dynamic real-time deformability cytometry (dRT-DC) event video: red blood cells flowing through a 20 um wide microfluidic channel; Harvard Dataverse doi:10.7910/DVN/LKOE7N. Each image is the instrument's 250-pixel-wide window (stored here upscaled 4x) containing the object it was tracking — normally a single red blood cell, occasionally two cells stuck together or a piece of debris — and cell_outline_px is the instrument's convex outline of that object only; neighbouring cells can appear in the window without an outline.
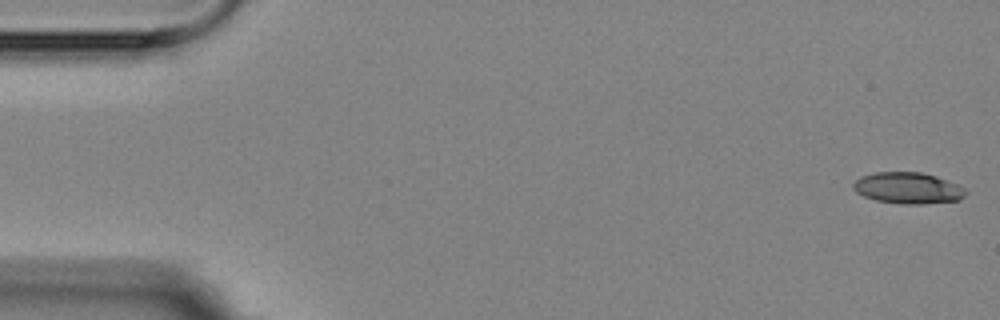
{"species": "Egyptian fruit bat (a non-hibernating species)", "species_latin": "Rousettus aegyptiacus", "temperature_condition": "room temperature", "stored_images_in_passage": 5, "camera_frame_rate_fps": 3000, "um_per_image_px": 0.085, "animal": {"sex": "female"}, "frame": {"image": 1, "passage_image": 1, "time_ms": 0.0, "image_size_px": [1000, 320], "cell_outline_px": [[968, 192], [960, 200], [924, 204], [900, 204], [876, 200], [864, 196], [856, 192], [852, 188], [852, 184], [860, 176], [876, 172], [920, 172], [936, 176], [956, 184], [964, 188]], "centroid_in_image_um": [77.16, 15.99], "position_along_channel_um": 7.8, "area_um2": 20.58}}
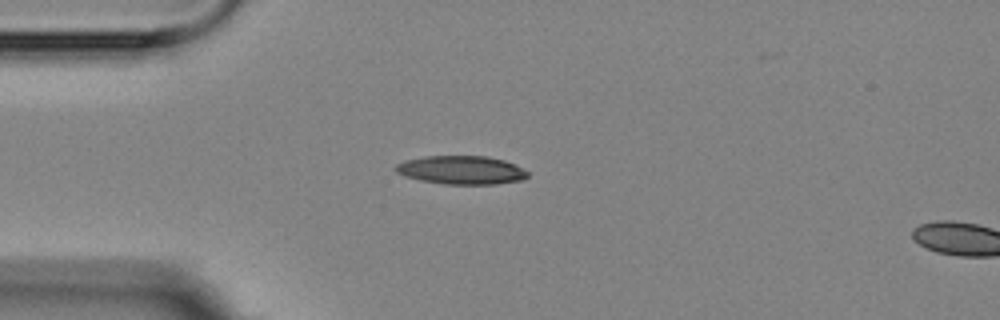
{"frame": {"image": 2, "passage_image": 4, "time_ms": 4.333, "image_size_px": [1000, 320], "cell_outline_px": [[528, 176], [524, 180], [496, 184], [444, 184], [420, 180], [404, 176], [396, 172], [392, 168], [396, 164], [404, 160], [424, 156], [488, 156], [504, 160], [516, 164], [528, 172]], "centroid_in_image_um": [39.2, 14.45], "position_along_channel_um": 45.8, "area_um2": 22.2}}